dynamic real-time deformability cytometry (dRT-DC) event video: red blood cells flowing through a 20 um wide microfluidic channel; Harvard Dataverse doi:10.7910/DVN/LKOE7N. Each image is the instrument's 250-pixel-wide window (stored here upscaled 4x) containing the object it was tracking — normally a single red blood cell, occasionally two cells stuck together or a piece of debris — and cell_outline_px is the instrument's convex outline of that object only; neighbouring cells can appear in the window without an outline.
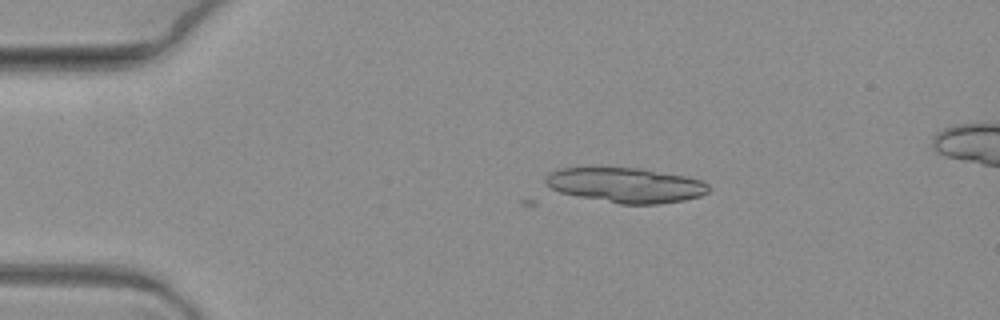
{"species": "common noctule bat (a hibernating species)", "species_latin": "Nyctalus noctula", "temperature_condition": "warm", "stored_images_in_passage": 8, "segment_of_instrument_passage": [1, 2], "camera_frame_rate_fps": 3000, "um_per_image_px": 0.085, "animal": {"sex": "female", "body_mass_g": 19.3, "forearm_length_mm": 54.1}, "frame": {"image": 1, "passage_image": 1, "time_ms": 0.0, "image_size_px": [1000, 320], "cell_outline_px": [[708, 192], [700, 196], [684, 200], [660, 204], [620, 204], [576, 196], [560, 192], [552, 188], [544, 180], [552, 172], [560, 168], [636, 168], [684, 176], [700, 180], [708, 184]], "centroid_in_image_um": [53.2, 15.75], "position_along_channel_um": 31.8, "area_um2": 32.71}}